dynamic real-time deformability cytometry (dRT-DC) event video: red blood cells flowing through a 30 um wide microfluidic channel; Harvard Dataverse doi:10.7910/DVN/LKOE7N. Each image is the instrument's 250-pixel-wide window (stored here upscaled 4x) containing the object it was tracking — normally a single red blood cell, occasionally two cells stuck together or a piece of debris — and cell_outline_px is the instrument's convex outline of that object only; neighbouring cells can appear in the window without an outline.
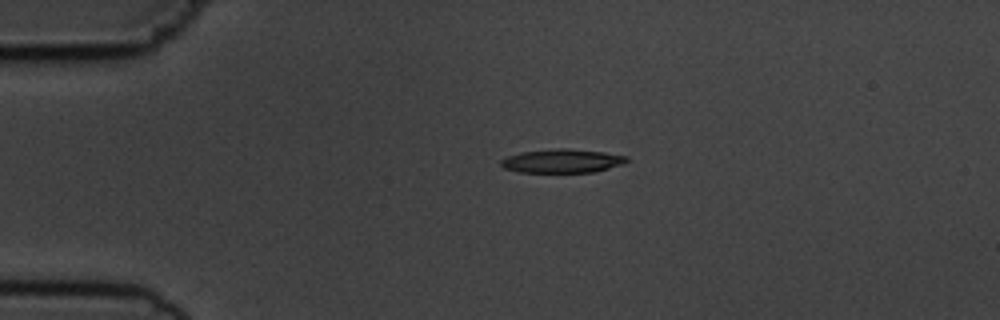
{"species": "common noctule bat (a hibernating species)", "species_latin": "Nyctalus noctula", "temperature_condition": "cold", "stored_images_in_passage": 6, "camera_frame_rate_fps": 3000, "um_per_image_px": 0.085, "animal": {"sex": "male", "body_mass_g": 19.5, "forearm_length_mm": 54.6}, "frame": {"image": 1, "passage_image": 4, "time_ms": 3.667, "image_size_px": [1000, 320], "cell_outline_px": [[628, 160], [624, 164], [592, 172], [516, 172], [504, 168], [500, 164], [500, 160], [508, 156], [524, 152], [556, 148], [568, 148], [604, 152], [628, 156]], "centroid_in_image_um": [47.79, 13.68], "position_along_channel_um": 37.2, "area_um2": 17.34}}
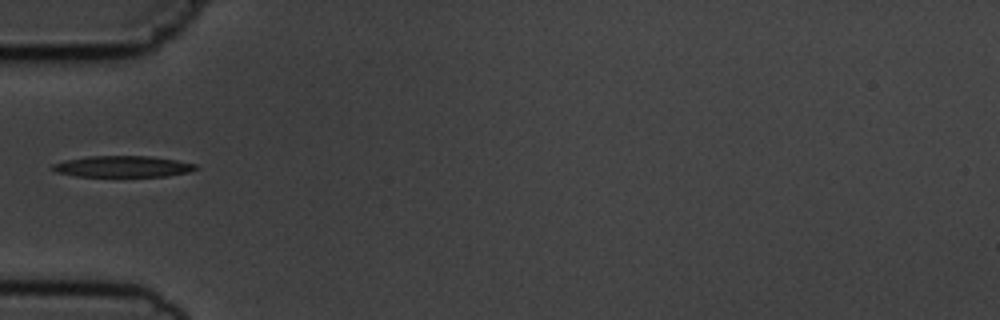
{"frame": {"image": 2, "passage_image": 6, "time_ms": 5.667, "image_size_px": [1000, 320], "cell_outline_px": [[200, 168], [188, 172], [168, 176], [76, 176], [56, 172], [48, 168], [52, 164], [64, 160], [88, 156], [148, 156], [176, 160], [196, 164]], "centroid_in_image_um": [10.4, 14.15], "position_along_channel_um": 74.6, "area_um2": 17.8}}